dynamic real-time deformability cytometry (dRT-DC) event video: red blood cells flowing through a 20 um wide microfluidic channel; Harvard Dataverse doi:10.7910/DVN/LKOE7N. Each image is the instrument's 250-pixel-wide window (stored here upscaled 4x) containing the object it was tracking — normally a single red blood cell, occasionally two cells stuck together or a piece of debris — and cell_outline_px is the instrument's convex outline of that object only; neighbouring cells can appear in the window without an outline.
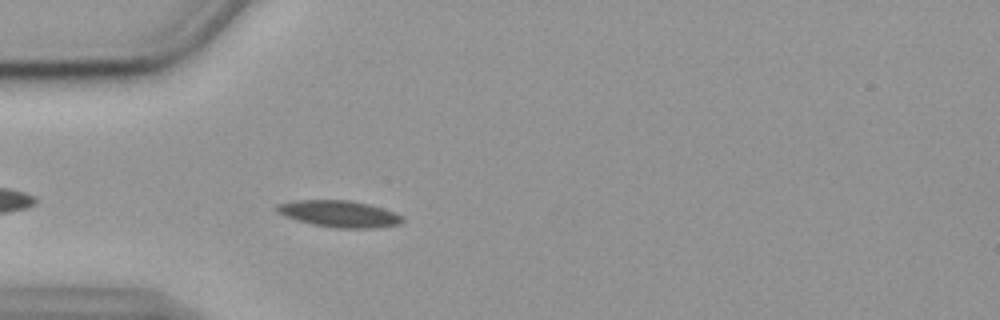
{"species": "common noctule bat (a hibernating species)", "species_latin": "Nyctalus noctula", "temperature_condition": "cold", "stored_images_in_passage": 45, "camera_frame_rate_fps": 3000, "um_per_image_px": 0.085, "animal": {"sex": "female", "body_mass_g": 19.9}, "frame": {"image": 1, "passage_image": 5, "time_ms": 1.333, "image_size_px": [1000, 320], "cell_outline_px": [[404, 220], [400, 224], [372, 228], [336, 228], [312, 224], [296, 220], [284, 216], [276, 212], [276, 204], [296, 200], [348, 200], [368, 204], [404, 216]], "centroid_in_image_um": [28.79, 18.18], "position_along_channel_um": 56.2, "area_um2": 19.42}}
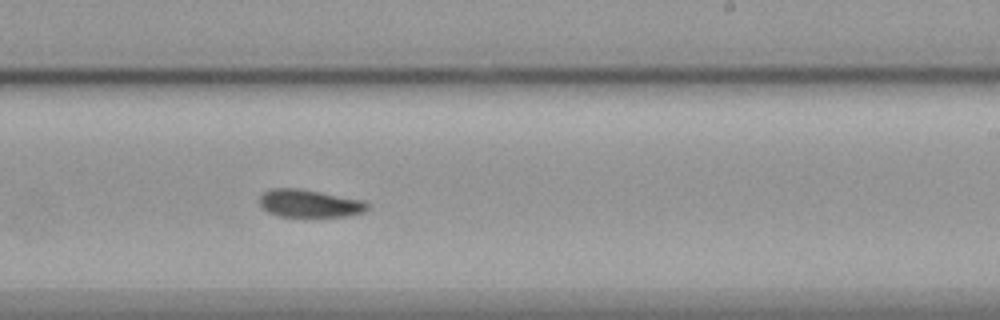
{"frame": {"image": 2, "passage_image": 23, "time_ms": 7.333, "image_size_px": [1000, 320], "cell_outline_px": [[368, 208], [364, 212], [348, 216], [276, 216], [260, 208], [260, 196], [264, 192], [272, 188], [296, 188], [320, 192], [364, 200], [368, 204]], "centroid_in_image_um": [26.28, 17.29], "position_along_channel_um": 262.7, "area_um2": 17.4}}
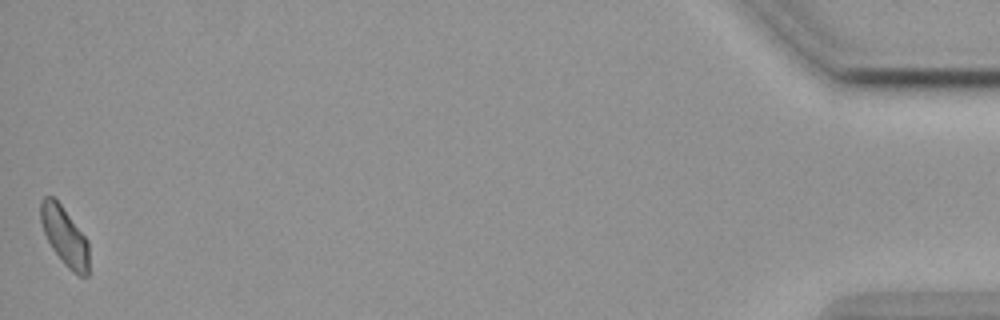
{"frame": {"image": 3, "passage_image": 45, "time_ms": 14.667, "image_size_px": [1000, 320], "cell_outline_px": [[88, 276], [80, 276], [72, 272], [64, 264], [52, 248], [44, 232], [40, 220], [40, 200], [44, 196], [52, 196], [60, 204], [88, 240]], "centroid_in_image_um": [5.48, 20.08], "position_along_channel_um": 429.7, "area_um2": 16.36}, "authors_computed_cell_mechanics": {"area_um2": 18.0336, "velocity_mm_per_s": 3.5407, "shape_relaxation_time_tau1_ms": 7.5951, "shape_relaxation_time_tau2_ms": null, "deformation_change_tau1": 0.1399, "deformation_change_tau2": null}}